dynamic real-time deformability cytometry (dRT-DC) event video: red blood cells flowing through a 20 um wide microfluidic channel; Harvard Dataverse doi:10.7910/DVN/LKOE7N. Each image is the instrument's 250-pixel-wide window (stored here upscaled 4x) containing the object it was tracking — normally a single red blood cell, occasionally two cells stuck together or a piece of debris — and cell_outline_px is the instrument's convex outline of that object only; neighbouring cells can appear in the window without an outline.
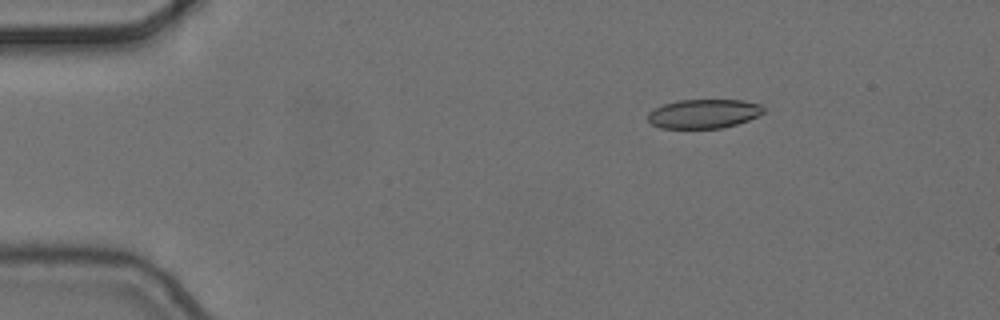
{"species": "common noctule bat (a hibernating species)", "species_latin": "Nyctalus noctula", "temperature_condition": "cold", "stored_images_in_passage": 3, "camera_frame_rate_fps": 3000, "um_per_image_px": 0.085, "animal": {"sex": "female", "body_mass_g": 24.6, "forearm_length_mm": 56.2}, "frame": {"image": 1, "passage_image": 1, "time_ms": 0.0, "image_size_px": [1000, 320], "cell_outline_px": [[764, 112], [748, 120], [736, 124], [720, 128], [660, 128], [652, 124], [648, 120], [648, 112], [664, 104], [676, 100], [744, 100], [760, 104], [764, 108]], "centroid_in_image_um": [59.81, 9.66], "position_along_channel_um": 25.2, "area_um2": 19.54}}